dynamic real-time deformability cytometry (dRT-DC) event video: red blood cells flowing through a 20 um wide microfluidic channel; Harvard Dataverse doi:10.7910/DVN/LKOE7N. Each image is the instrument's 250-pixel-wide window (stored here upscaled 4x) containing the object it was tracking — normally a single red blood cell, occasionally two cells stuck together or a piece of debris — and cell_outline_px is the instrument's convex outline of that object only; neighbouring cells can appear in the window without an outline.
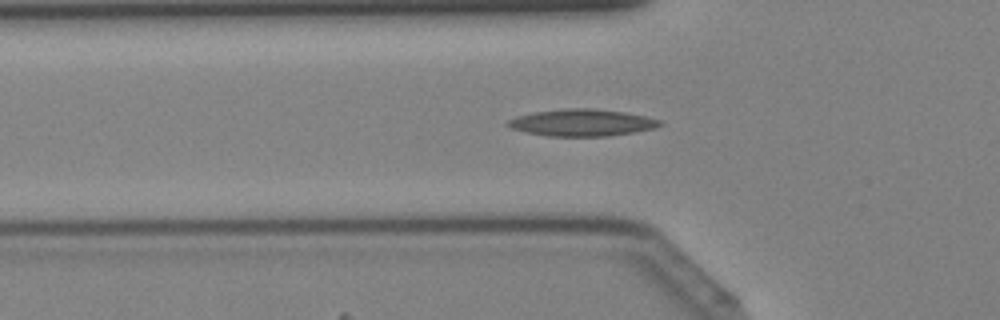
{"species": "Egyptian fruit bat (a non-hibernating species)", "species_latin": "Rousettus aegyptiacus", "temperature_condition": "cold", "stored_images_in_passage": 42, "camera_frame_rate_fps": 3000, "um_per_image_px": 0.085, "animal": {"sex": "female"}, "frame": {"image": 1, "passage_image": 14, "time_ms": 4.333, "image_size_px": [1000, 320], "cell_outline_px": [[664, 124], [656, 128], [636, 132], [608, 136], [548, 136], [524, 132], [512, 128], [504, 124], [508, 120], [516, 116], [532, 112], [564, 108], [596, 108], [624, 112], [644, 116], [660, 120]], "centroid_in_image_um": [49.46, 10.42], "position_along_channel_um": 76.3, "area_um2": 24.1}}
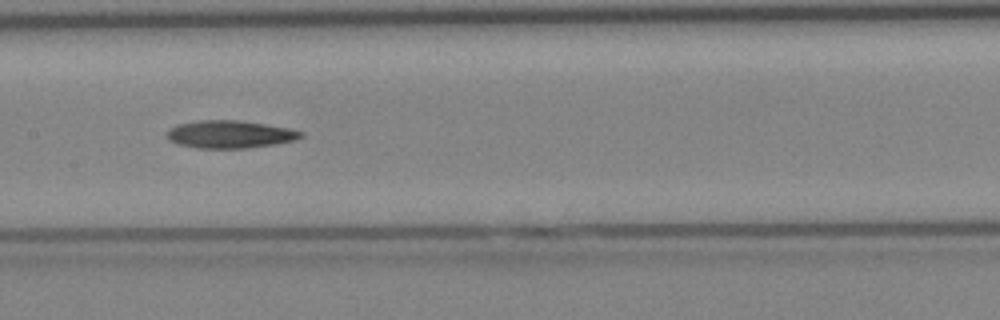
{"frame": {"image": 2, "passage_image": 21, "time_ms": 6.667, "image_size_px": [1000, 320], "cell_outline_px": [[304, 136], [296, 140], [276, 144], [244, 148], [196, 148], [176, 144], [168, 140], [168, 132], [172, 128], [180, 124], [200, 120], [236, 120], [264, 124], [288, 128], [304, 132]], "centroid_in_image_um": [19.57, 11.43], "position_along_channel_um": 187.8, "area_um2": 21.44}}
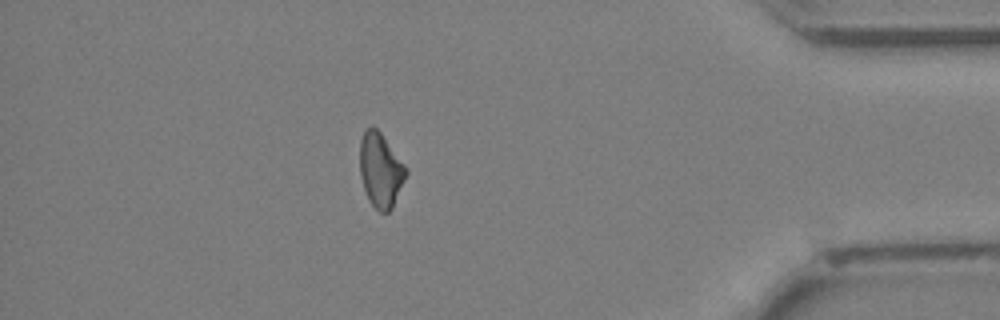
{"frame": {"image": 3, "passage_image": 37, "time_ms": 12.0, "image_size_px": [1000, 320], "cell_outline_px": [[408, 172], [392, 208], [388, 212], [380, 212], [368, 200], [360, 176], [360, 140], [364, 132], [368, 128], [376, 128], [380, 132], [408, 168]], "centroid_in_image_um": [32.35, 14.47], "position_along_channel_um": 402.8, "area_um2": 19.83}}